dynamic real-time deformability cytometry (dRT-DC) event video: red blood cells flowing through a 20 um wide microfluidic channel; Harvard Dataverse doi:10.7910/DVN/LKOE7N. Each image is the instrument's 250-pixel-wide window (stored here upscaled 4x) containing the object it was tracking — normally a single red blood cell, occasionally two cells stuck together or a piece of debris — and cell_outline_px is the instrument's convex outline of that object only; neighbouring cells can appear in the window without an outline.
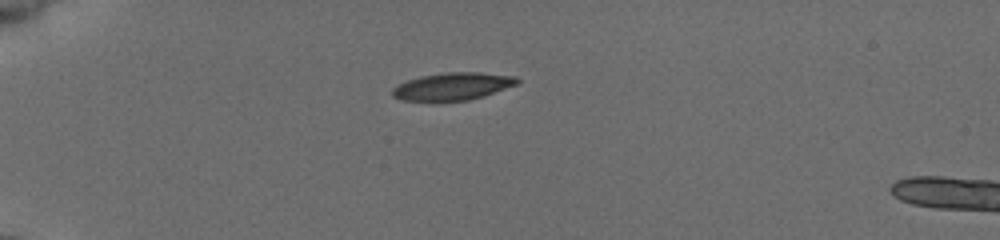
{"species": "common noctule bat (a hibernating species)", "species_latin": "Nyctalus noctula", "temperature_condition": "cold", "stored_images_in_passage": 40, "camera_frame_rate_fps": 3000, "um_per_image_px": 0.085, "animal": {"sex": "female", "body_mass_g": 19.5, "forearm_length_mm": 54.1}, "frame": {"image": 1, "passage_image": 1, "time_ms": 0.0, "image_size_px": [1000, 240], "cell_outline_px": [[520, 80], [516, 84], [484, 96], [468, 100], [400, 100], [392, 96], [392, 88], [408, 80], [420, 76], [448, 72], [480, 72], [516, 76]], "centroid_in_image_um": [38.49, 7.33], "position_along_channel_um": 46.5, "area_um2": 19.71}}
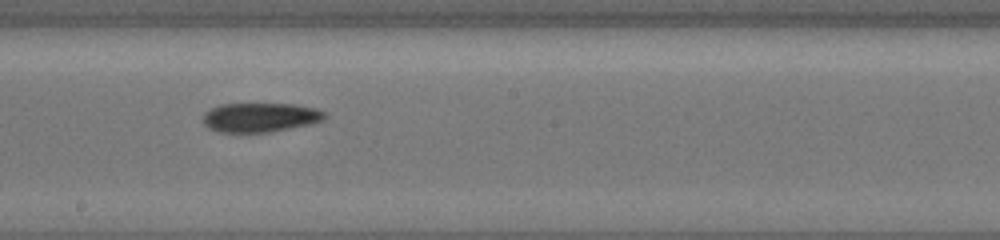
{"frame": {"image": 2, "passage_image": 18, "time_ms": 5.667, "image_size_px": [1000, 240], "cell_outline_px": [[328, 116], [324, 120], [308, 124], [268, 132], [220, 132], [208, 128], [204, 124], [204, 112], [220, 104], [292, 104], [316, 108], [324, 112]], "centroid_in_image_um": [22.11, 9.97], "position_along_channel_um": 226.1, "area_um2": 20.58}}
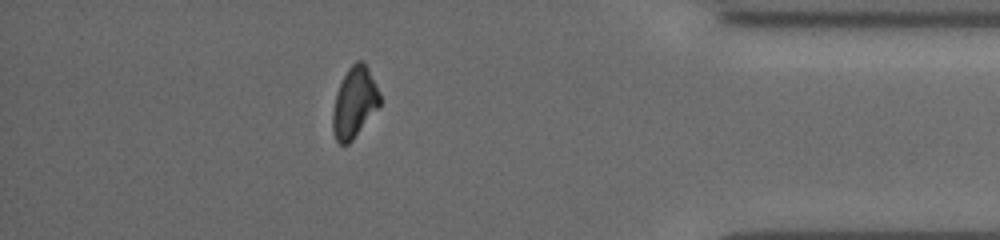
{"frame": {"image": 3, "passage_image": 34, "time_ms": 11.0, "image_size_px": [1000, 240], "cell_outline_px": [[380, 104], [352, 140], [348, 144], [340, 144], [336, 140], [332, 128], [332, 112], [336, 92], [348, 68], [356, 60], [364, 60], [380, 92]], "centroid_in_image_um": [30.11, 8.68], "position_along_channel_um": 405.1, "area_um2": 19.25}}